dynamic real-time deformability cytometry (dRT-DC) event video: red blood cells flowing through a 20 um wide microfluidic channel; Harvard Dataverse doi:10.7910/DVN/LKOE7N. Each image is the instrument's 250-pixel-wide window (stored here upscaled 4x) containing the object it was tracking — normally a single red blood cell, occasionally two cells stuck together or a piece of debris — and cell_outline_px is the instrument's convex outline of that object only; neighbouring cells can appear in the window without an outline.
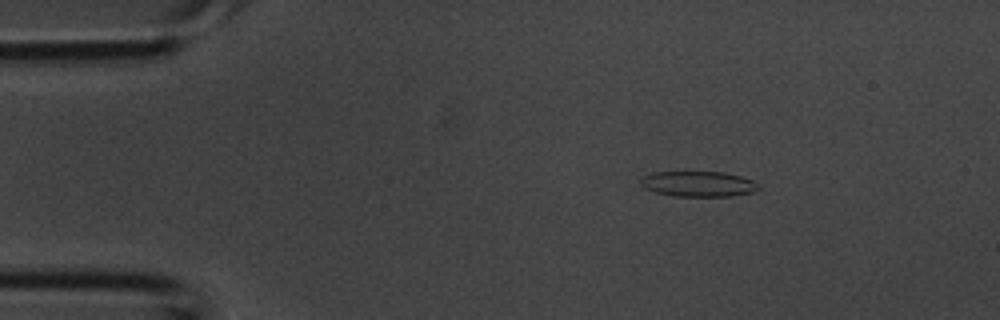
{"species": "common noctule bat (a hibernating species)", "species_latin": "Nyctalus noctula", "temperature_condition": "room temperature", "stored_images_in_passage": 35, "camera_frame_rate_fps": 3000, "um_per_image_px": 0.085, "animal": {"sex": "male", "body_mass_g": 20.1, "forearm_length_mm": 53.5}, "frame": {"image": 1, "passage_image": 3, "time_ms": 0.667, "image_size_px": [1000, 320], "cell_outline_px": [[760, 188], [756, 192], [732, 196], [672, 196], [656, 192], [644, 188], [640, 184], [640, 180], [644, 176], [652, 172], [724, 172], [740, 176], [752, 180]], "centroid_in_image_um": [59.36, 15.64], "position_along_channel_um": 25.6, "area_um2": 17.51}}
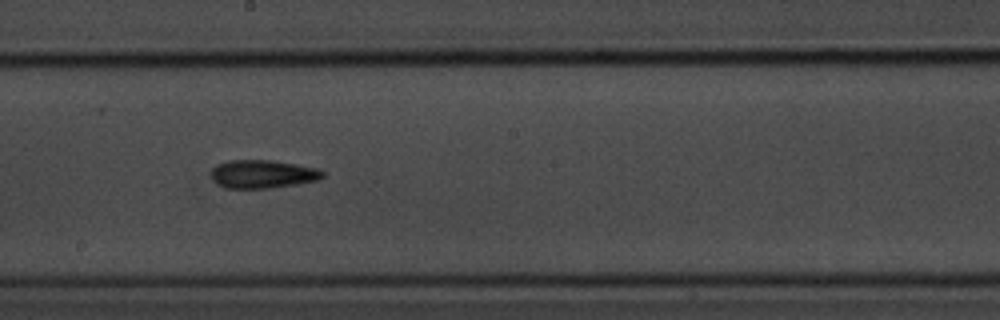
{"frame": {"image": 2, "passage_image": 18, "time_ms": 5.667, "image_size_px": [1000, 320], "cell_outline_px": [[324, 176], [320, 180], [296, 184], [268, 188], [224, 188], [216, 184], [212, 176], [212, 168], [216, 164], [228, 160], [268, 160], [296, 164], [320, 168], [324, 172]], "centroid_in_image_um": [22.34, 14.79], "position_along_channel_um": 225.9, "area_um2": 18.5}}
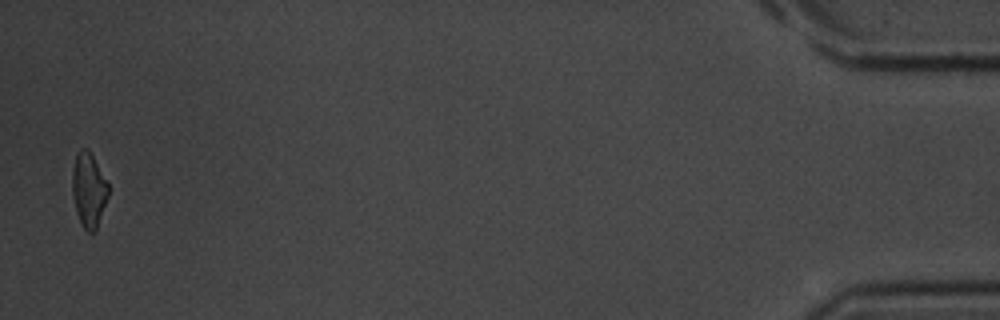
{"frame": {"image": 3, "passage_image": 35, "time_ms": 11.333, "image_size_px": [1000, 320], "cell_outline_px": [[108, 196], [96, 228], [92, 232], [88, 232], [84, 228], [76, 212], [72, 196], [72, 172], [76, 152], [80, 148], [88, 148], [108, 184]], "centroid_in_image_um": [7.51, 16.1], "position_along_channel_um": 427.7, "area_um2": 15.43}}